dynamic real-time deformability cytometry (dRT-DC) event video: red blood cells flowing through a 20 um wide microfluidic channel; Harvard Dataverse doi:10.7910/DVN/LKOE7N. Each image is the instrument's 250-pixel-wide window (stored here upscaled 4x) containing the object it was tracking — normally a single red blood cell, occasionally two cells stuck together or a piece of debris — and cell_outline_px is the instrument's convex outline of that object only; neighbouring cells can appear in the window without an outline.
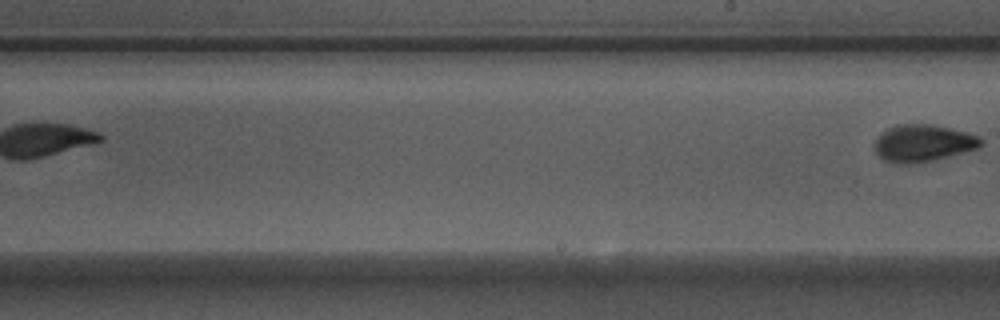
{"species": "Egyptian fruit bat (a non-hibernating species)", "species_latin": "Rousettus aegyptiacus", "temperature_condition": "warm", "stored_images_in_passage": 9, "segment_of_instrument_passage": [2, 2], "camera_frame_rate_fps": 3000, "um_per_image_px": 0.085, "animal": {"sex": "male"}, "frame": {"image": 1, "passage_image": 9, "time_ms": 2.667, "image_size_px": [1000, 320], "cell_outline_px": [[984, 144], [976, 148], [932, 160], [912, 164], [892, 164], [884, 160], [876, 152], [876, 140], [888, 128], [896, 124], [932, 124], [952, 128], [968, 132], [980, 136], [984, 140]], "centroid_in_image_um": [78.49, 12.16], "position_along_channel_um": 210.5, "area_um2": 22.89}}